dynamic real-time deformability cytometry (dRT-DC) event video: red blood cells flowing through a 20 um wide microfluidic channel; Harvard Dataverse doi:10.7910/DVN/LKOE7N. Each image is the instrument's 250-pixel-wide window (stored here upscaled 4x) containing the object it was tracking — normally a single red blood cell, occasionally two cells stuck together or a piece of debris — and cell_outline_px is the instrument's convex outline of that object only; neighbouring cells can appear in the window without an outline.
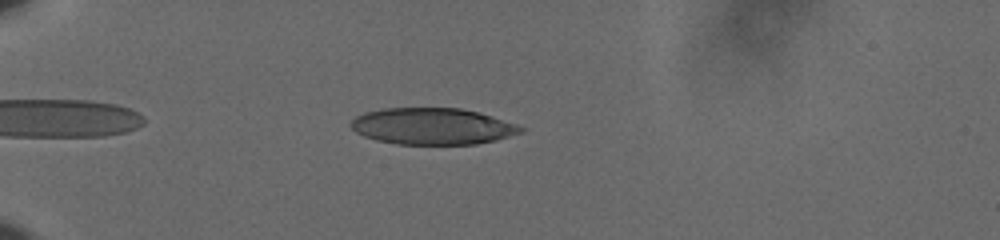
{"species": "human", "species_latin": "Homo sapiens", "temperature_condition": "cold", "stored_images_in_passage": 47, "camera_frame_rate_fps": 3000, "um_per_image_px": 0.085, "donor": {"sex": "male"}, "frame": {"image": 1, "passage_image": 6, "time_ms": 1.667, "image_size_px": [1000, 240], "cell_outline_px": [[528, 128], [524, 132], [496, 140], [476, 144], [396, 144], [376, 140], [364, 136], [356, 132], [348, 124], [356, 116], [364, 112], [384, 108], [460, 108], [492, 116]], "centroid_in_image_um": [36.76, 10.73], "position_along_channel_um": 48.2, "area_um2": 36.3}}
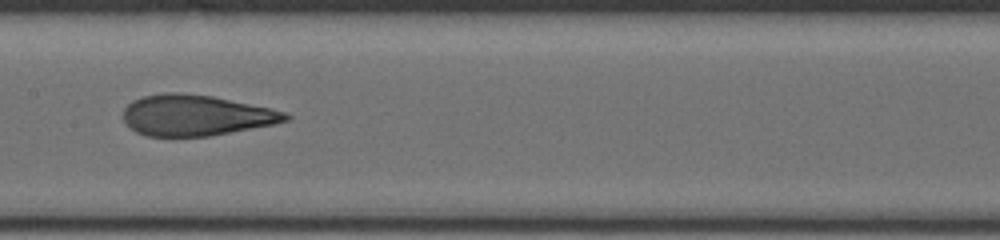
{"frame": {"image": 2, "passage_image": 21, "time_ms": 6.667, "image_size_px": [1000, 240], "cell_outline_px": [[292, 116], [288, 120], [272, 124], [208, 136], [148, 136], [136, 132], [128, 128], [124, 120], [124, 108], [132, 100], [144, 96], [164, 92], [184, 92], [212, 96], [268, 108], [284, 112]], "centroid_in_image_um": [16.58, 9.79], "position_along_channel_um": 190.8, "area_um2": 38.32}}
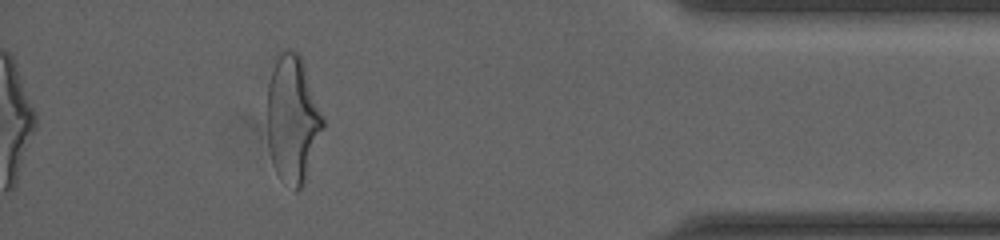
{"frame": {"image": 3, "passage_image": 42, "time_ms": 13.667, "image_size_px": [1000, 240], "cell_outline_px": [[324, 128], [304, 184], [296, 192], [280, 180], [272, 164], [268, 144], [268, 84], [276, 52], [284, 48], [288, 48], [296, 52], [300, 56], [304, 64], [324, 116]], "centroid_in_image_um": [24.87, 10.12], "position_along_channel_um": 410.3, "area_um2": 41.91}, "authors_computed_cell_mechanics": {"area_um2": 38.8994, "velocity_mm_per_s": 3.6485, "shape_relaxation_time_tau1_ms": 5.732, "shape_relaxation_time_tau2_ms": 1.2463, "deformation_change_tau1": 0.2046, "deformation_change_tau2": 0.0981}}